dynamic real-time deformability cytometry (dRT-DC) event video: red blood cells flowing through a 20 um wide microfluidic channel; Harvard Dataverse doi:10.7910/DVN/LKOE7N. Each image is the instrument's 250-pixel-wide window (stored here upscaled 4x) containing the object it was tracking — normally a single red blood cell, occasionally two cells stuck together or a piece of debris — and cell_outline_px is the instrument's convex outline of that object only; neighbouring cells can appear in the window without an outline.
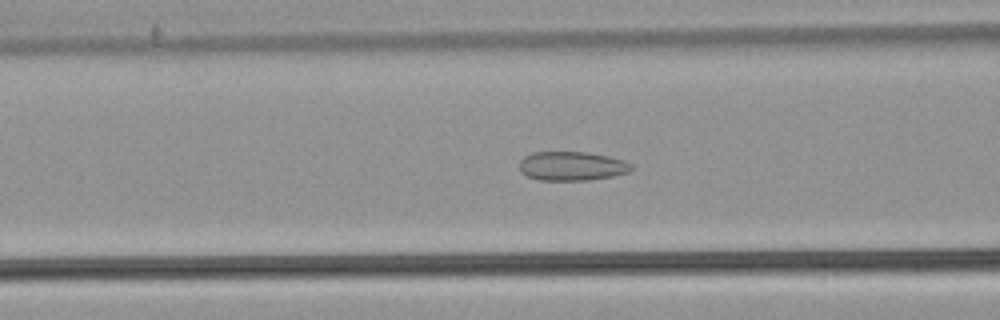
{"species": "common noctule bat (a hibernating species)", "species_latin": "Nyctalus noctula", "temperature_condition": "warm", "stored_images_in_passage": 55, "camera_frame_rate_fps": 3000, "um_per_image_px": 0.085, "animal": {"sex": "male", "body_mass_g": 21.5, "forearm_length_mm": 52.0}, "frame": {"image": 1, "passage_image": 22, "time_ms": 7.0, "image_size_px": [1000, 320], "cell_outline_px": [[636, 168], [628, 172], [612, 176], [588, 180], [540, 180], [528, 176], [520, 172], [520, 160], [524, 156], [532, 152], [588, 152], [608, 156], [624, 160], [632, 164]], "centroid_in_image_um": [48.63, 14.11], "position_along_channel_um": 118.0, "area_um2": 19.07}}
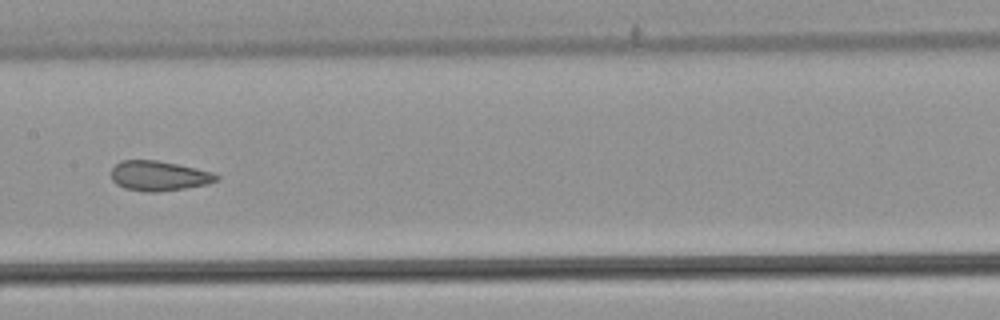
{"frame": {"image": 2, "passage_image": 28, "time_ms": 9.0, "image_size_px": [1000, 320], "cell_outline_px": [[220, 180], [208, 184], [184, 188], [156, 192], [148, 192], [124, 188], [116, 184], [112, 180], [112, 168], [120, 160], [156, 160], [196, 168], [212, 172], [220, 176]], "centroid_in_image_um": [13.52, 14.95], "position_along_channel_um": 193.9, "area_um2": 18.32}}
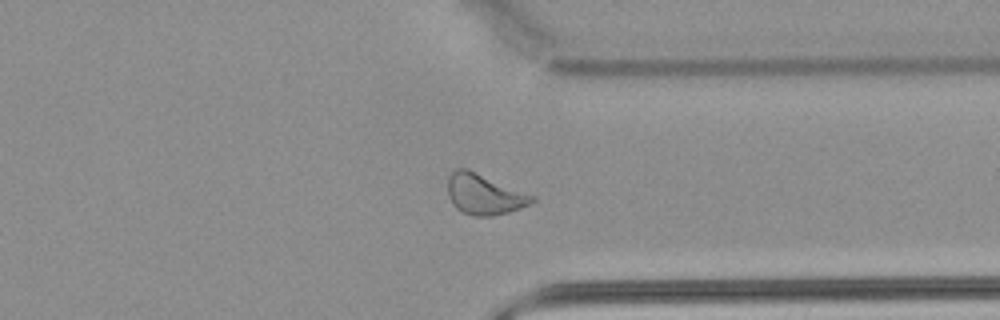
{"frame": {"image": 3, "passage_image": 42, "time_ms": 13.667, "image_size_px": [1000, 320], "cell_outline_px": [[536, 200], [532, 204], [508, 212], [492, 216], [472, 216], [460, 212], [452, 204], [448, 196], [448, 176], [456, 168], [468, 168], [536, 196]], "centroid_in_image_um": [41.16, 16.51], "position_along_channel_um": 370.2, "area_um2": 20.29}}